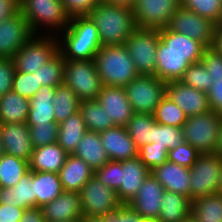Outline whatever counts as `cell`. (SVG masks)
Wrapping results in <instances>:
<instances>
[{"label":"cell","mask_w":222,"mask_h":222,"mask_svg":"<svg viewBox=\"0 0 222 222\" xmlns=\"http://www.w3.org/2000/svg\"><path fill=\"white\" fill-rule=\"evenodd\" d=\"M96 24L101 46L125 45L137 28L132 8L99 1L88 15Z\"/></svg>","instance_id":"6da1fadb"},{"label":"cell","mask_w":222,"mask_h":222,"mask_svg":"<svg viewBox=\"0 0 222 222\" xmlns=\"http://www.w3.org/2000/svg\"><path fill=\"white\" fill-rule=\"evenodd\" d=\"M60 33L59 52L64 60L94 59L102 47L96 24L89 16L70 18L68 26Z\"/></svg>","instance_id":"7a4b0ae2"},{"label":"cell","mask_w":222,"mask_h":222,"mask_svg":"<svg viewBox=\"0 0 222 222\" xmlns=\"http://www.w3.org/2000/svg\"><path fill=\"white\" fill-rule=\"evenodd\" d=\"M94 61L97 73L105 86L125 87L139 76L125 45L102 46Z\"/></svg>","instance_id":"3957f363"},{"label":"cell","mask_w":222,"mask_h":222,"mask_svg":"<svg viewBox=\"0 0 222 222\" xmlns=\"http://www.w3.org/2000/svg\"><path fill=\"white\" fill-rule=\"evenodd\" d=\"M20 11L34 35H38L42 28L47 27L49 32L45 31L44 35L52 32L51 35L58 36L70 22L61 0H20Z\"/></svg>","instance_id":"277c9868"},{"label":"cell","mask_w":222,"mask_h":222,"mask_svg":"<svg viewBox=\"0 0 222 222\" xmlns=\"http://www.w3.org/2000/svg\"><path fill=\"white\" fill-rule=\"evenodd\" d=\"M222 118L217 111L189 116L183 124L184 142L192 145L200 154L216 153Z\"/></svg>","instance_id":"5b68a950"},{"label":"cell","mask_w":222,"mask_h":222,"mask_svg":"<svg viewBox=\"0 0 222 222\" xmlns=\"http://www.w3.org/2000/svg\"><path fill=\"white\" fill-rule=\"evenodd\" d=\"M64 83L82 100H96L103 87L94 59L64 60Z\"/></svg>","instance_id":"8992f818"},{"label":"cell","mask_w":222,"mask_h":222,"mask_svg":"<svg viewBox=\"0 0 222 222\" xmlns=\"http://www.w3.org/2000/svg\"><path fill=\"white\" fill-rule=\"evenodd\" d=\"M42 34L33 35L13 56L16 71L34 73L59 52L58 36Z\"/></svg>","instance_id":"52a82bcc"},{"label":"cell","mask_w":222,"mask_h":222,"mask_svg":"<svg viewBox=\"0 0 222 222\" xmlns=\"http://www.w3.org/2000/svg\"><path fill=\"white\" fill-rule=\"evenodd\" d=\"M133 113L154 114L166 95V82L154 75H139L125 87Z\"/></svg>","instance_id":"ba28073f"},{"label":"cell","mask_w":222,"mask_h":222,"mask_svg":"<svg viewBox=\"0 0 222 222\" xmlns=\"http://www.w3.org/2000/svg\"><path fill=\"white\" fill-rule=\"evenodd\" d=\"M222 158L217 153L199 154L190 171V199L217 194Z\"/></svg>","instance_id":"9c48e42d"},{"label":"cell","mask_w":222,"mask_h":222,"mask_svg":"<svg viewBox=\"0 0 222 222\" xmlns=\"http://www.w3.org/2000/svg\"><path fill=\"white\" fill-rule=\"evenodd\" d=\"M159 30L136 28L125 46L139 75H154L156 71Z\"/></svg>","instance_id":"30bf717a"},{"label":"cell","mask_w":222,"mask_h":222,"mask_svg":"<svg viewBox=\"0 0 222 222\" xmlns=\"http://www.w3.org/2000/svg\"><path fill=\"white\" fill-rule=\"evenodd\" d=\"M83 216L102 217L117 210L122 203L116 191L107 187L94 174L79 192Z\"/></svg>","instance_id":"8fae6325"},{"label":"cell","mask_w":222,"mask_h":222,"mask_svg":"<svg viewBox=\"0 0 222 222\" xmlns=\"http://www.w3.org/2000/svg\"><path fill=\"white\" fill-rule=\"evenodd\" d=\"M181 7L180 0H135L133 10L136 27L161 30Z\"/></svg>","instance_id":"7c38bea8"},{"label":"cell","mask_w":222,"mask_h":222,"mask_svg":"<svg viewBox=\"0 0 222 222\" xmlns=\"http://www.w3.org/2000/svg\"><path fill=\"white\" fill-rule=\"evenodd\" d=\"M168 28L173 32L198 40L206 47H212L216 24L210 19L180 7L171 17Z\"/></svg>","instance_id":"4fadbf2b"},{"label":"cell","mask_w":222,"mask_h":222,"mask_svg":"<svg viewBox=\"0 0 222 222\" xmlns=\"http://www.w3.org/2000/svg\"><path fill=\"white\" fill-rule=\"evenodd\" d=\"M33 35L21 11L0 22V58H13Z\"/></svg>","instance_id":"5bb4252c"},{"label":"cell","mask_w":222,"mask_h":222,"mask_svg":"<svg viewBox=\"0 0 222 222\" xmlns=\"http://www.w3.org/2000/svg\"><path fill=\"white\" fill-rule=\"evenodd\" d=\"M164 192L161 183L150 173L128 205L141 218L157 221Z\"/></svg>","instance_id":"9a60e30c"},{"label":"cell","mask_w":222,"mask_h":222,"mask_svg":"<svg viewBox=\"0 0 222 222\" xmlns=\"http://www.w3.org/2000/svg\"><path fill=\"white\" fill-rule=\"evenodd\" d=\"M166 95L189 116L209 112L207 93L182 84L180 81L166 82Z\"/></svg>","instance_id":"2e32d148"},{"label":"cell","mask_w":222,"mask_h":222,"mask_svg":"<svg viewBox=\"0 0 222 222\" xmlns=\"http://www.w3.org/2000/svg\"><path fill=\"white\" fill-rule=\"evenodd\" d=\"M159 36L157 52H177L185 57L189 64L200 62L207 48L198 40L173 32L168 27L159 30Z\"/></svg>","instance_id":"e0dca14e"},{"label":"cell","mask_w":222,"mask_h":222,"mask_svg":"<svg viewBox=\"0 0 222 222\" xmlns=\"http://www.w3.org/2000/svg\"><path fill=\"white\" fill-rule=\"evenodd\" d=\"M115 126L126 127L133 110L124 87L103 85L96 99Z\"/></svg>","instance_id":"ac0fdd59"},{"label":"cell","mask_w":222,"mask_h":222,"mask_svg":"<svg viewBox=\"0 0 222 222\" xmlns=\"http://www.w3.org/2000/svg\"><path fill=\"white\" fill-rule=\"evenodd\" d=\"M0 137L5 154L30 161L34 148L26 122L0 124Z\"/></svg>","instance_id":"d6986e66"},{"label":"cell","mask_w":222,"mask_h":222,"mask_svg":"<svg viewBox=\"0 0 222 222\" xmlns=\"http://www.w3.org/2000/svg\"><path fill=\"white\" fill-rule=\"evenodd\" d=\"M45 222L81 220L83 211L79 192L63 191L52 202L41 207Z\"/></svg>","instance_id":"ffe728a7"},{"label":"cell","mask_w":222,"mask_h":222,"mask_svg":"<svg viewBox=\"0 0 222 222\" xmlns=\"http://www.w3.org/2000/svg\"><path fill=\"white\" fill-rule=\"evenodd\" d=\"M151 171L139 157L121 161V184L116 190L122 204H128L137 194Z\"/></svg>","instance_id":"44dd1931"},{"label":"cell","mask_w":222,"mask_h":222,"mask_svg":"<svg viewBox=\"0 0 222 222\" xmlns=\"http://www.w3.org/2000/svg\"><path fill=\"white\" fill-rule=\"evenodd\" d=\"M99 134L110 160L122 161L138 157V148L126 127L113 126Z\"/></svg>","instance_id":"7402d4cb"},{"label":"cell","mask_w":222,"mask_h":222,"mask_svg":"<svg viewBox=\"0 0 222 222\" xmlns=\"http://www.w3.org/2000/svg\"><path fill=\"white\" fill-rule=\"evenodd\" d=\"M151 173L165 190L184 195L190 199L189 168L167 160L155 167Z\"/></svg>","instance_id":"603a6c76"},{"label":"cell","mask_w":222,"mask_h":222,"mask_svg":"<svg viewBox=\"0 0 222 222\" xmlns=\"http://www.w3.org/2000/svg\"><path fill=\"white\" fill-rule=\"evenodd\" d=\"M94 173L95 171L82 159L68 154L58 174L63 191L80 192Z\"/></svg>","instance_id":"cb8c5ba5"},{"label":"cell","mask_w":222,"mask_h":222,"mask_svg":"<svg viewBox=\"0 0 222 222\" xmlns=\"http://www.w3.org/2000/svg\"><path fill=\"white\" fill-rule=\"evenodd\" d=\"M68 153L56 142L33 149L29 171L59 173Z\"/></svg>","instance_id":"d4e9b609"},{"label":"cell","mask_w":222,"mask_h":222,"mask_svg":"<svg viewBox=\"0 0 222 222\" xmlns=\"http://www.w3.org/2000/svg\"><path fill=\"white\" fill-rule=\"evenodd\" d=\"M0 204L29 209L36 207L34 171H29L13 187H0Z\"/></svg>","instance_id":"484cf974"},{"label":"cell","mask_w":222,"mask_h":222,"mask_svg":"<svg viewBox=\"0 0 222 222\" xmlns=\"http://www.w3.org/2000/svg\"><path fill=\"white\" fill-rule=\"evenodd\" d=\"M73 155L86 162L93 171H96L110 161L101 143L100 134L93 131H86L84 133Z\"/></svg>","instance_id":"4316f807"},{"label":"cell","mask_w":222,"mask_h":222,"mask_svg":"<svg viewBox=\"0 0 222 222\" xmlns=\"http://www.w3.org/2000/svg\"><path fill=\"white\" fill-rule=\"evenodd\" d=\"M56 87L42 86L39 91L29 99V114L27 124H45L56 122L53 110V100Z\"/></svg>","instance_id":"83f0119b"},{"label":"cell","mask_w":222,"mask_h":222,"mask_svg":"<svg viewBox=\"0 0 222 222\" xmlns=\"http://www.w3.org/2000/svg\"><path fill=\"white\" fill-rule=\"evenodd\" d=\"M161 203L156 222H181L191 214L192 200L184 195L165 190Z\"/></svg>","instance_id":"f1b7e54d"},{"label":"cell","mask_w":222,"mask_h":222,"mask_svg":"<svg viewBox=\"0 0 222 222\" xmlns=\"http://www.w3.org/2000/svg\"><path fill=\"white\" fill-rule=\"evenodd\" d=\"M29 99L11 90L0 97V124L25 123L29 114Z\"/></svg>","instance_id":"f546056e"},{"label":"cell","mask_w":222,"mask_h":222,"mask_svg":"<svg viewBox=\"0 0 222 222\" xmlns=\"http://www.w3.org/2000/svg\"><path fill=\"white\" fill-rule=\"evenodd\" d=\"M86 131L82 115L77 111L59 124L57 143L68 154H73Z\"/></svg>","instance_id":"4dcf8cb0"},{"label":"cell","mask_w":222,"mask_h":222,"mask_svg":"<svg viewBox=\"0 0 222 222\" xmlns=\"http://www.w3.org/2000/svg\"><path fill=\"white\" fill-rule=\"evenodd\" d=\"M155 76L164 82L178 81L189 63L177 52H156Z\"/></svg>","instance_id":"1f68e13d"},{"label":"cell","mask_w":222,"mask_h":222,"mask_svg":"<svg viewBox=\"0 0 222 222\" xmlns=\"http://www.w3.org/2000/svg\"><path fill=\"white\" fill-rule=\"evenodd\" d=\"M63 192L58 173L34 171V194L36 207L52 202Z\"/></svg>","instance_id":"d6a6232c"},{"label":"cell","mask_w":222,"mask_h":222,"mask_svg":"<svg viewBox=\"0 0 222 222\" xmlns=\"http://www.w3.org/2000/svg\"><path fill=\"white\" fill-rule=\"evenodd\" d=\"M79 112L85 122L87 131L100 133L115 126L97 100H82Z\"/></svg>","instance_id":"836d02e7"},{"label":"cell","mask_w":222,"mask_h":222,"mask_svg":"<svg viewBox=\"0 0 222 222\" xmlns=\"http://www.w3.org/2000/svg\"><path fill=\"white\" fill-rule=\"evenodd\" d=\"M191 214L198 222H222V195L213 194L193 200Z\"/></svg>","instance_id":"e575fe53"},{"label":"cell","mask_w":222,"mask_h":222,"mask_svg":"<svg viewBox=\"0 0 222 222\" xmlns=\"http://www.w3.org/2000/svg\"><path fill=\"white\" fill-rule=\"evenodd\" d=\"M80 102L81 100L65 83L58 85L53 100L56 123L60 124L66 118L79 111Z\"/></svg>","instance_id":"d590c367"},{"label":"cell","mask_w":222,"mask_h":222,"mask_svg":"<svg viewBox=\"0 0 222 222\" xmlns=\"http://www.w3.org/2000/svg\"><path fill=\"white\" fill-rule=\"evenodd\" d=\"M29 172V161L4 154L0 158V187H13Z\"/></svg>","instance_id":"8d00e7d4"},{"label":"cell","mask_w":222,"mask_h":222,"mask_svg":"<svg viewBox=\"0 0 222 222\" xmlns=\"http://www.w3.org/2000/svg\"><path fill=\"white\" fill-rule=\"evenodd\" d=\"M154 121V115L147 113H133L128 121L127 132L138 149L152 143Z\"/></svg>","instance_id":"74e56055"},{"label":"cell","mask_w":222,"mask_h":222,"mask_svg":"<svg viewBox=\"0 0 222 222\" xmlns=\"http://www.w3.org/2000/svg\"><path fill=\"white\" fill-rule=\"evenodd\" d=\"M38 83L41 86L57 87L64 83V59L58 52L52 59L40 67L36 72Z\"/></svg>","instance_id":"f35d334b"},{"label":"cell","mask_w":222,"mask_h":222,"mask_svg":"<svg viewBox=\"0 0 222 222\" xmlns=\"http://www.w3.org/2000/svg\"><path fill=\"white\" fill-rule=\"evenodd\" d=\"M153 115L157 123L175 127H182L187 119L183 110L167 95H165L160 104L156 107Z\"/></svg>","instance_id":"ab89813d"},{"label":"cell","mask_w":222,"mask_h":222,"mask_svg":"<svg viewBox=\"0 0 222 222\" xmlns=\"http://www.w3.org/2000/svg\"><path fill=\"white\" fill-rule=\"evenodd\" d=\"M178 81L205 93L208 92L214 82L202 61L190 64Z\"/></svg>","instance_id":"60d3db41"},{"label":"cell","mask_w":222,"mask_h":222,"mask_svg":"<svg viewBox=\"0 0 222 222\" xmlns=\"http://www.w3.org/2000/svg\"><path fill=\"white\" fill-rule=\"evenodd\" d=\"M184 142L182 127L163 125L153 122L152 143L165 147L168 151Z\"/></svg>","instance_id":"b9f144b4"},{"label":"cell","mask_w":222,"mask_h":222,"mask_svg":"<svg viewBox=\"0 0 222 222\" xmlns=\"http://www.w3.org/2000/svg\"><path fill=\"white\" fill-rule=\"evenodd\" d=\"M180 5L203 18L210 19L216 25L222 14V0H180Z\"/></svg>","instance_id":"7bdbcfd3"},{"label":"cell","mask_w":222,"mask_h":222,"mask_svg":"<svg viewBox=\"0 0 222 222\" xmlns=\"http://www.w3.org/2000/svg\"><path fill=\"white\" fill-rule=\"evenodd\" d=\"M33 148L50 145L58 140L59 124L56 122L45 124H27Z\"/></svg>","instance_id":"ee69618b"},{"label":"cell","mask_w":222,"mask_h":222,"mask_svg":"<svg viewBox=\"0 0 222 222\" xmlns=\"http://www.w3.org/2000/svg\"><path fill=\"white\" fill-rule=\"evenodd\" d=\"M36 73L15 71L12 90L25 98H32L41 88Z\"/></svg>","instance_id":"f6af8a7d"},{"label":"cell","mask_w":222,"mask_h":222,"mask_svg":"<svg viewBox=\"0 0 222 222\" xmlns=\"http://www.w3.org/2000/svg\"><path fill=\"white\" fill-rule=\"evenodd\" d=\"M138 157L152 171L155 167L168 160V150L165 147L156 145V143H149L138 149Z\"/></svg>","instance_id":"bcb514c9"},{"label":"cell","mask_w":222,"mask_h":222,"mask_svg":"<svg viewBox=\"0 0 222 222\" xmlns=\"http://www.w3.org/2000/svg\"><path fill=\"white\" fill-rule=\"evenodd\" d=\"M199 154L192 145L183 142L168 151V161L190 168L196 162Z\"/></svg>","instance_id":"7dc6e473"},{"label":"cell","mask_w":222,"mask_h":222,"mask_svg":"<svg viewBox=\"0 0 222 222\" xmlns=\"http://www.w3.org/2000/svg\"><path fill=\"white\" fill-rule=\"evenodd\" d=\"M101 182L115 191L121 184V161L110 160L94 173Z\"/></svg>","instance_id":"c3c4849f"},{"label":"cell","mask_w":222,"mask_h":222,"mask_svg":"<svg viewBox=\"0 0 222 222\" xmlns=\"http://www.w3.org/2000/svg\"><path fill=\"white\" fill-rule=\"evenodd\" d=\"M201 61L207 68L214 82H216L217 79H222V55L212 47H207Z\"/></svg>","instance_id":"681fc988"},{"label":"cell","mask_w":222,"mask_h":222,"mask_svg":"<svg viewBox=\"0 0 222 222\" xmlns=\"http://www.w3.org/2000/svg\"><path fill=\"white\" fill-rule=\"evenodd\" d=\"M98 2V0H61L65 12L70 18L88 16Z\"/></svg>","instance_id":"f907efd6"},{"label":"cell","mask_w":222,"mask_h":222,"mask_svg":"<svg viewBox=\"0 0 222 222\" xmlns=\"http://www.w3.org/2000/svg\"><path fill=\"white\" fill-rule=\"evenodd\" d=\"M15 71L12 58H0V97L12 90Z\"/></svg>","instance_id":"816d5d0a"},{"label":"cell","mask_w":222,"mask_h":222,"mask_svg":"<svg viewBox=\"0 0 222 222\" xmlns=\"http://www.w3.org/2000/svg\"><path fill=\"white\" fill-rule=\"evenodd\" d=\"M105 222H138L141 217L128 204H122L117 210L102 216Z\"/></svg>","instance_id":"f5cc1de1"},{"label":"cell","mask_w":222,"mask_h":222,"mask_svg":"<svg viewBox=\"0 0 222 222\" xmlns=\"http://www.w3.org/2000/svg\"><path fill=\"white\" fill-rule=\"evenodd\" d=\"M211 110L219 112L222 108V79H217L207 92Z\"/></svg>","instance_id":"db71d44e"},{"label":"cell","mask_w":222,"mask_h":222,"mask_svg":"<svg viewBox=\"0 0 222 222\" xmlns=\"http://www.w3.org/2000/svg\"><path fill=\"white\" fill-rule=\"evenodd\" d=\"M24 210L11 204H0V222H20Z\"/></svg>","instance_id":"11a10c76"},{"label":"cell","mask_w":222,"mask_h":222,"mask_svg":"<svg viewBox=\"0 0 222 222\" xmlns=\"http://www.w3.org/2000/svg\"><path fill=\"white\" fill-rule=\"evenodd\" d=\"M20 11V0H0V22Z\"/></svg>","instance_id":"9f6ffc18"},{"label":"cell","mask_w":222,"mask_h":222,"mask_svg":"<svg viewBox=\"0 0 222 222\" xmlns=\"http://www.w3.org/2000/svg\"><path fill=\"white\" fill-rule=\"evenodd\" d=\"M20 222H45L41 207L25 209Z\"/></svg>","instance_id":"6f0895ef"},{"label":"cell","mask_w":222,"mask_h":222,"mask_svg":"<svg viewBox=\"0 0 222 222\" xmlns=\"http://www.w3.org/2000/svg\"><path fill=\"white\" fill-rule=\"evenodd\" d=\"M212 48L222 55V28H216Z\"/></svg>","instance_id":"680465c9"},{"label":"cell","mask_w":222,"mask_h":222,"mask_svg":"<svg viewBox=\"0 0 222 222\" xmlns=\"http://www.w3.org/2000/svg\"><path fill=\"white\" fill-rule=\"evenodd\" d=\"M104 2L113 4V5H120V6L133 8L135 0H104Z\"/></svg>","instance_id":"91938a15"},{"label":"cell","mask_w":222,"mask_h":222,"mask_svg":"<svg viewBox=\"0 0 222 222\" xmlns=\"http://www.w3.org/2000/svg\"><path fill=\"white\" fill-rule=\"evenodd\" d=\"M81 222H105L102 217L83 216Z\"/></svg>","instance_id":"94428289"},{"label":"cell","mask_w":222,"mask_h":222,"mask_svg":"<svg viewBox=\"0 0 222 222\" xmlns=\"http://www.w3.org/2000/svg\"><path fill=\"white\" fill-rule=\"evenodd\" d=\"M216 153L222 158V125H221V131H220L219 144H218Z\"/></svg>","instance_id":"6125c7cd"},{"label":"cell","mask_w":222,"mask_h":222,"mask_svg":"<svg viewBox=\"0 0 222 222\" xmlns=\"http://www.w3.org/2000/svg\"><path fill=\"white\" fill-rule=\"evenodd\" d=\"M217 194L222 195V167L220 171L219 184H218V192Z\"/></svg>","instance_id":"be15d7a7"},{"label":"cell","mask_w":222,"mask_h":222,"mask_svg":"<svg viewBox=\"0 0 222 222\" xmlns=\"http://www.w3.org/2000/svg\"><path fill=\"white\" fill-rule=\"evenodd\" d=\"M181 222H198V221L196 220V218L192 214H190L189 216H187Z\"/></svg>","instance_id":"e7e4bbea"},{"label":"cell","mask_w":222,"mask_h":222,"mask_svg":"<svg viewBox=\"0 0 222 222\" xmlns=\"http://www.w3.org/2000/svg\"><path fill=\"white\" fill-rule=\"evenodd\" d=\"M5 154V151H4V147H3V144L1 142V137H0V158Z\"/></svg>","instance_id":"03108f58"},{"label":"cell","mask_w":222,"mask_h":222,"mask_svg":"<svg viewBox=\"0 0 222 222\" xmlns=\"http://www.w3.org/2000/svg\"><path fill=\"white\" fill-rule=\"evenodd\" d=\"M138 222H156V221L151 220V219L141 218Z\"/></svg>","instance_id":"003e7915"},{"label":"cell","mask_w":222,"mask_h":222,"mask_svg":"<svg viewBox=\"0 0 222 222\" xmlns=\"http://www.w3.org/2000/svg\"><path fill=\"white\" fill-rule=\"evenodd\" d=\"M216 28H222V14H221L219 22L216 25Z\"/></svg>","instance_id":"a7ac6f4b"},{"label":"cell","mask_w":222,"mask_h":222,"mask_svg":"<svg viewBox=\"0 0 222 222\" xmlns=\"http://www.w3.org/2000/svg\"><path fill=\"white\" fill-rule=\"evenodd\" d=\"M218 113H219V115H220L221 118H222V108L220 109V111H219Z\"/></svg>","instance_id":"89a4df30"},{"label":"cell","mask_w":222,"mask_h":222,"mask_svg":"<svg viewBox=\"0 0 222 222\" xmlns=\"http://www.w3.org/2000/svg\"><path fill=\"white\" fill-rule=\"evenodd\" d=\"M66 222H81V220L66 221Z\"/></svg>","instance_id":"2644e50d"}]
</instances>
